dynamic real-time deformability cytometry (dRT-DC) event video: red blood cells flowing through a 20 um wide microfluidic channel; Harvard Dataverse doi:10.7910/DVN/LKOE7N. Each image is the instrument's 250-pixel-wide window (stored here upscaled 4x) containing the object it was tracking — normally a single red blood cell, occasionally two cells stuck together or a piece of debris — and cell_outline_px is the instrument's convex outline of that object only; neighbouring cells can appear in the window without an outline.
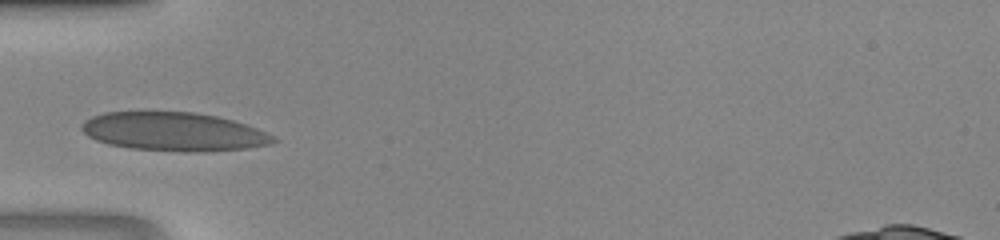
{"species": "human", "species_latin": "Homo sapiens", "temperature_condition": "room temperature", "stored_images_in_passage": 31, "camera_frame_rate_fps": 3000, "um_per_image_px": 0.085, "donor": {"sex": "male"}, "frame": {"image": 1, "passage_image": 1, "time_ms": 0.0, "image_size_px": [1000, 240], "cell_outline_px": [[280, 140], [272, 144], [248, 148], [204, 152], [184, 152], [128, 148], [108, 144], [96, 140], [88, 136], [80, 128], [80, 124], [84, 120], [92, 116], [104, 112], [196, 112], [216, 116], [232, 120], [256, 128], [276, 136]], "centroid_in_image_um": [14.78, 11.2], "position_along_channel_um": 70.2, "area_um2": 43.52}}
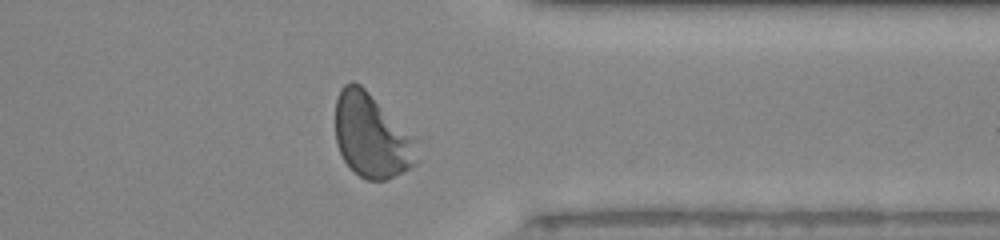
{"frame": {"image": 2, "passage_image": 22, "time_ms": 7.0, "image_size_px": [1000, 240], "cell_outline_px": [[420, 160], [416, 164], [384, 180], [368, 180], [360, 176], [344, 160], [336, 144], [336, 96], [340, 88], [344, 84], [352, 80], [360, 84], [416, 140]], "centroid_in_image_um": [31.57, 11.53], "position_along_channel_um": 379.8, "area_um2": 39.48}}
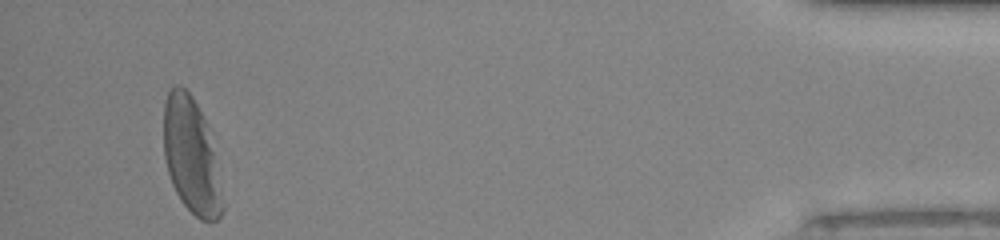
{"frame": {"image": 3, "passage_image": 29, "time_ms": 9.333, "image_size_px": [1000, 240], "cell_outline_px": [[224, 208], [220, 216], [216, 220], [200, 220], [180, 200], [172, 184], [168, 172], [164, 156], [164, 100], [168, 92], [176, 84], [180, 84], [192, 96], [204, 120], [212, 152]], "centroid_in_image_um": [16.19, 13.25], "position_along_channel_um": 419.0, "area_um2": 38.26}}